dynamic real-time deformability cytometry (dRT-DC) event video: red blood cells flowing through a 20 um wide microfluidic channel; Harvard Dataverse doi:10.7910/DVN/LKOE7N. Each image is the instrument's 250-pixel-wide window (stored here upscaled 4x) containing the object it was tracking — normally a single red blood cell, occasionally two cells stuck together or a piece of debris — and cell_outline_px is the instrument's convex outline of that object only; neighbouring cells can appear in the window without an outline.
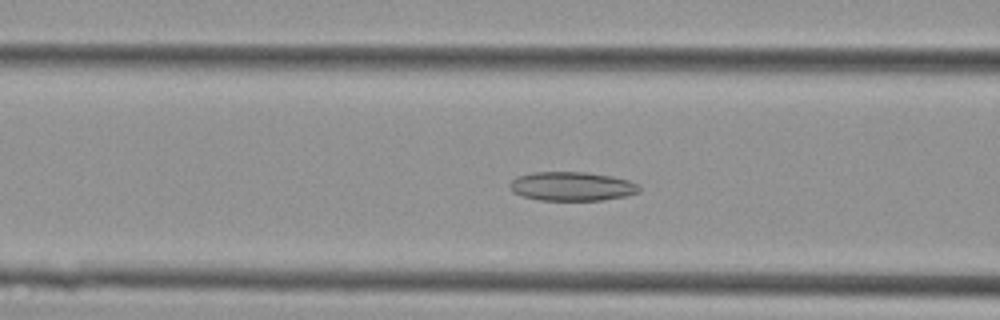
{"species": "Egyptian fruit bat (a non-hibernating species)", "species_latin": "Rousettus aegyptiacus", "temperature_condition": "cold", "stored_images_in_passage": 37, "camera_frame_rate_fps": 3000, "um_per_image_px": 0.085, "animal": {"sex": "female"}, "frame": {"image": 1, "passage_image": 11, "time_ms": 3.333, "image_size_px": [1000, 320], "cell_outline_px": [[640, 192], [624, 196], [600, 200], [540, 200], [524, 196], [512, 192], [508, 188], [508, 184], [516, 176], [532, 172], [588, 172], [612, 176], [628, 180], [640, 184]], "centroid_in_image_um": [48.59, 15.83], "position_along_channel_um": 118.0, "area_um2": 22.02}}
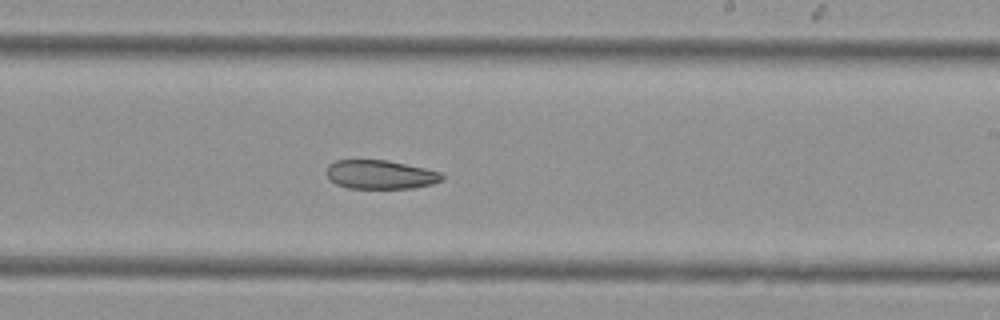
{"frame": {"image": 2, "passage_image": 20, "time_ms": 6.333, "image_size_px": [1000, 320], "cell_outline_px": [[444, 180], [432, 184], [412, 188], [348, 188], [336, 184], [328, 176], [328, 164], [336, 160], [388, 160], [424, 168], [440, 172], [444, 176]], "centroid_in_image_um": [32.36, 14.84], "position_along_channel_um": 256.6, "area_um2": 19.31}}
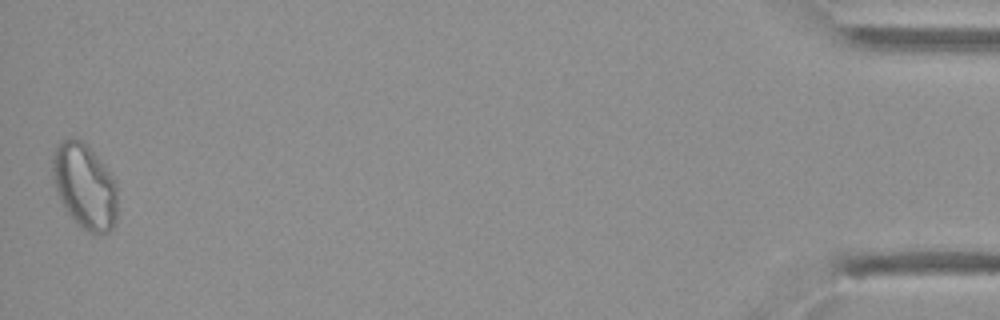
{"frame": {"image": 3, "passage_image": 37, "time_ms": 12.0, "image_size_px": [1000, 320], "cell_outline_px": [[116, 220], [112, 228], [108, 232], [88, 232], [76, 224], [60, 200], [56, 192], [52, 176], [52, 156], [60, 140], [80, 140], [88, 144], [116, 180]], "centroid_in_image_um": [7.19, 15.81], "position_along_channel_um": 428.0, "area_um2": 32.14}}